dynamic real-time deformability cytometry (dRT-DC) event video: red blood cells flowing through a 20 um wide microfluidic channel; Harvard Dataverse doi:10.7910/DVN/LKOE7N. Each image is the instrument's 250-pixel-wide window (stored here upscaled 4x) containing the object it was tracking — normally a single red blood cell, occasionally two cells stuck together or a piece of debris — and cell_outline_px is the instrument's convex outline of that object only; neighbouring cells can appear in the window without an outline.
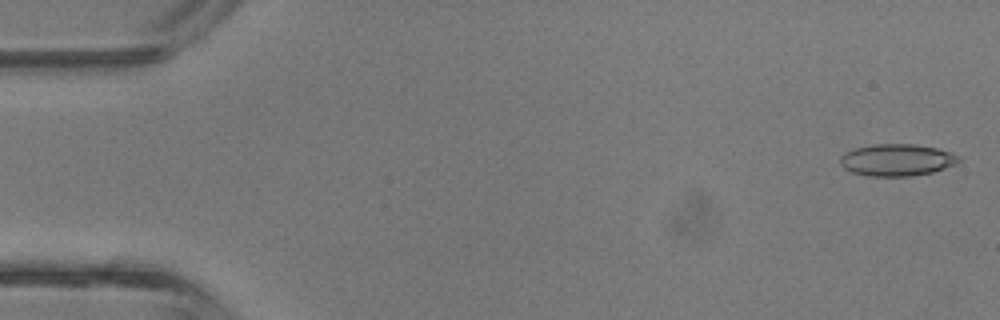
{"species": "common noctule bat (a hibernating species)", "species_latin": "Nyctalus noctula", "temperature_condition": "room temperature", "stored_images_in_passage": 42, "camera_frame_rate_fps": 3000, "um_per_image_px": 0.085, "animal": {"sex": "male", "body_mass_g": 13.3}, "frame": {"image": 1, "passage_image": 1, "time_ms": 0.0, "image_size_px": [1000, 320], "cell_outline_px": [[960, 160], [956, 164], [932, 172], [912, 176], [868, 176], [852, 172], [844, 168], [840, 164], [840, 156], [844, 152], [856, 148], [872, 144], [912, 144], [936, 148], [952, 152]], "centroid_in_image_um": [76.2, 13.6], "position_along_channel_um": 8.8, "area_um2": 22.02}}
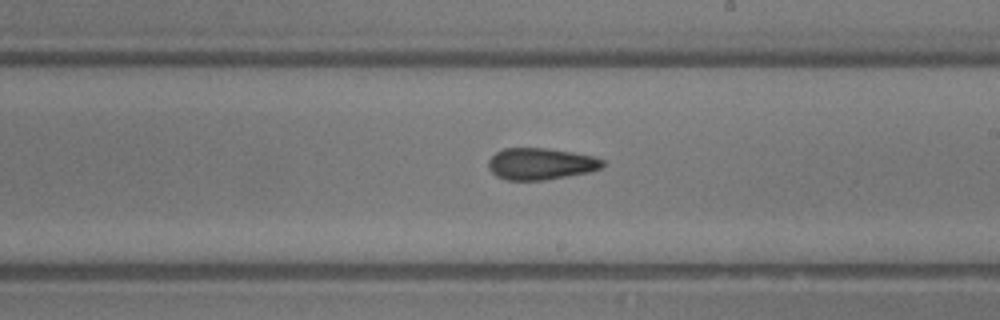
{"frame": {"image": 2, "passage_image": 24, "time_ms": 7.667, "image_size_px": [1000, 320], "cell_outline_px": [[608, 164], [604, 168], [592, 172], [544, 180], [504, 180], [496, 176], [488, 168], [488, 160], [496, 152], [504, 148], [548, 148], [572, 152], [592, 156], [604, 160]], "centroid_in_image_um": [46.0, 13.93], "position_along_channel_um": 243.0, "area_um2": 21.44}}
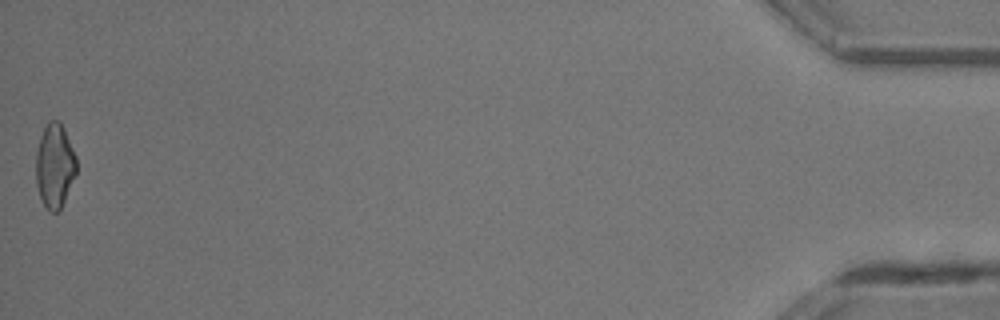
{"frame": {"image": 3, "passage_image": 42, "time_ms": 13.667, "image_size_px": [1000, 320], "cell_outline_px": [[76, 172], [64, 200], [60, 208], [56, 212], [48, 212], [40, 196], [36, 184], [36, 152], [40, 136], [48, 120], [60, 120], [64, 128], [76, 156]], "centroid_in_image_um": [4.64, 14.05], "position_along_channel_um": 430.6, "area_um2": 19.77}, "authors_computed_cell_mechanics": {"area_um2": 21.5594, "velocity_mm_per_s": 4.849, "shape_relaxation_time_tau1_ms": 4.9928, "shape_relaxation_time_tau2_ms": 2.7966, "deformation_change_tau1": 0.1084, "deformation_change_tau2": 0.1236}}